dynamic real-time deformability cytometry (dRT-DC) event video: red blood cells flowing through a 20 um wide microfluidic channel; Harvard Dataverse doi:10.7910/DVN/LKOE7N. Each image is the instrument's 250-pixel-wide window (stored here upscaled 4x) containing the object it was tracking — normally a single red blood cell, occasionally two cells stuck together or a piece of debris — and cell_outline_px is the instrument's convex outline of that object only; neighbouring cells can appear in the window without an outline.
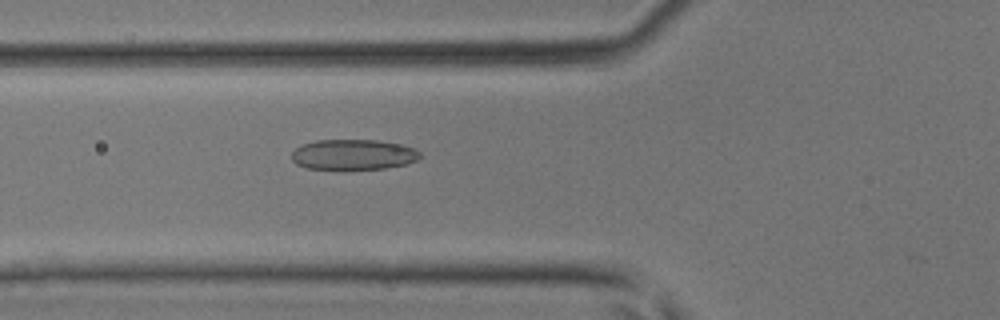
{"species": "common noctule bat (a hibernating species)", "species_latin": "Nyctalus noctula", "temperature_condition": "room temperature", "stored_images_in_passage": 6, "camera_frame_rate_fps": 3000, "um_per_image_px": 0.085, "animal": {"sex": "male", "body_mass_g": 17.9, "forearm_length_mm": 54.2}, "frame": {"image": 1, "passage_image": 5, "time_ms": 1.333, "image_size_px": [1000, 320], "cell_outline_px": [[424, 156], [416, 160], [404, 164], [384, 168], [344, 172], [340, 172], [308, 168], [296, 164], [292, 160], [292, 152], [300, 144], [316, 140], [380, 140], [404, 144], [420, 152]], "centroid_in_image_um": [30.01, 13.17], "position_along_channel_um": 95.8, "area_um2": 23.76}}